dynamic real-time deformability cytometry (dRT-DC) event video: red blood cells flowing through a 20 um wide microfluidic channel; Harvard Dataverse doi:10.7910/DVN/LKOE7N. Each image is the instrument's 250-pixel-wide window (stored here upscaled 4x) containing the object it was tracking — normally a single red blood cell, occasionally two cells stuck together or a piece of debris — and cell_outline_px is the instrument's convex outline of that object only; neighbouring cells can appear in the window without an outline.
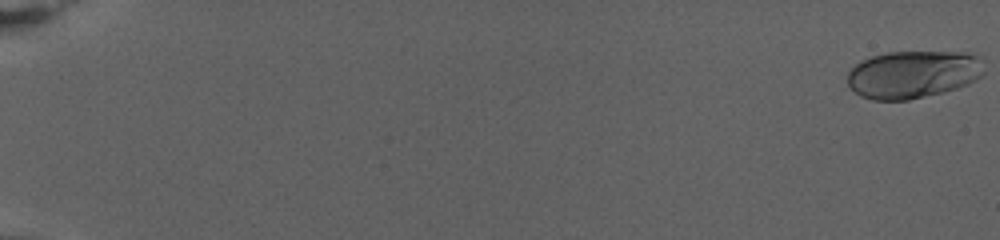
{"species": "human", "species_latin": "Homo sapiens", "temperature_condition": "warm", "stored_images_in_passage": 81, "camera_frame_rate_fps": 3000, "um_per_image_px": 0.085, "donor": {"sex": "female"}, "frame": {"image": 1, "passage_image": 1, "time_ms": 0.0, "image_size_px": [1000, 240], "cell_outline_px": [[984, 72], [976, 80], [968, 84], [944, 92], [908, 100], [872, 100], [860, 96], [848, 84], [848, 72], [860, 60], [872, 56], [888, 52], [968, 52], [976, 56]], "centroid_in_image_um": [77.58, 6.32], "position_along_channel_um": 7.4, "area_um2": 37.8}}
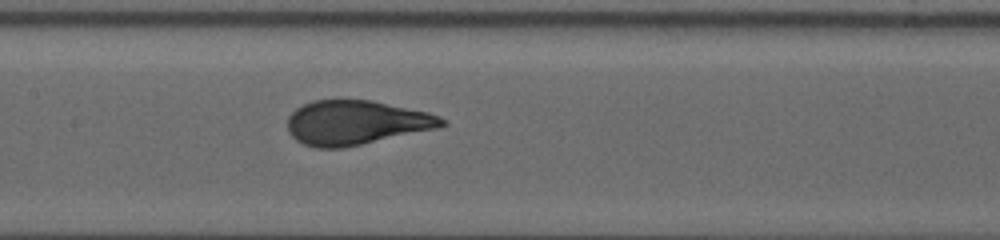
{"frame": {"image": 2, "passage_image": 44, "time_ms": 14.333, "image_size_px": [1000, 240], "cell_outline_px": [[448, 124], [436, 128], [344, 148], [316, 148], [304, 144], [296, 140], [288, 132], [288, 116], [296, 108], [312, 100], [372, 100], [428, 112], [440, 116]], "centroid_in_image_um": [30.24, 10.42], "position_along_channel_um": 177.2, "area_um2": 39.77}}
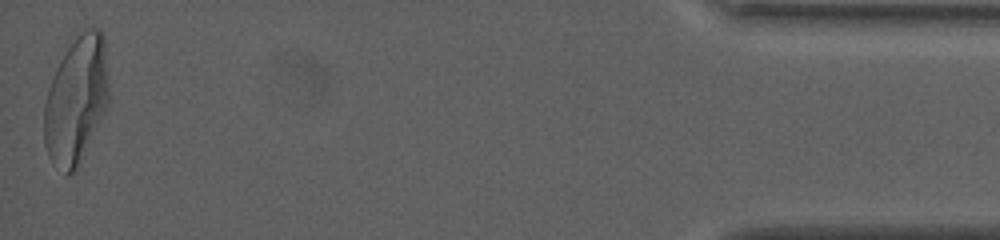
{"frame": {"image": 3, "passage_image": 81, "time_ms": 26.667, "image_size_px": [1000, 240], "cell_outline_px": [[108, 104], [76, 168], [68, 176], [48, 156], [44, 144], [44, 104], [48, 88], [52, 76], [60, 60], [76, 36], [84, 28], [100, 28], [104, 36], [108, 84]], "centroid_in_image_um": [6.47, 8.45], "position_along_channel_um": 428.7, "area_um2": 47.34}, "authors_computed_cell_mechanics": {"area_um2": 39.015, "velocity_mm_per_s": 2.6699, "shape_relaxation_time_tau1_ms": 7.1416, "shape_relaxation_time_tau2_ms": null, "deformation_change_tau1": 0.249, "deformation_change_tau2": null}}